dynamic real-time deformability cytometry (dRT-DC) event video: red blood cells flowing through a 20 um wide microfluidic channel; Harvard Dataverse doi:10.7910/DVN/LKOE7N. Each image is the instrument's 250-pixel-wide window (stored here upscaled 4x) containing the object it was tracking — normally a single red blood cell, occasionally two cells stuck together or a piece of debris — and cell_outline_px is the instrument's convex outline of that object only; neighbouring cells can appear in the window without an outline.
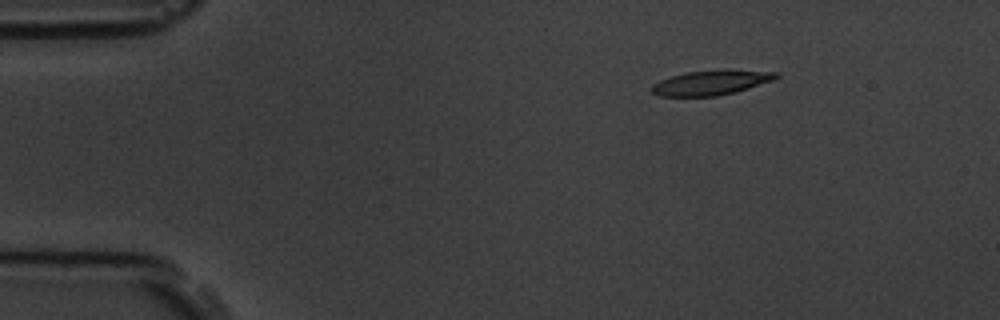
{"species": "common noctule bat (a hibernating species)", "species_latin": "Nyctalus noctula", "temperature_condition": "room temperature", "stored_images_in_passage": 4, "camera_frame_rate_fps": 3000, "um_per_image_px": 0.085, "animal": {"sex": "male", "body_mass_g": 19.5, "forearm_length_mm": 54.6}, "frame": {"image": 1, "passage_image": 1, "time_ms": 0.0, "image_size_px": [1000, 320], "cell_outline_px": [[780, 76], [776, 80], [736, 92], [716, 96], [660, 96], [652, 92], [652, 84], [660, 80], [672, 76], [688, 72], [724, 68], [728, 68], [780, 72]], "centroid_in_image_um": [60.56, 6.99], "position_along_channel_um": 24.4, "area_um2": 18.44}}
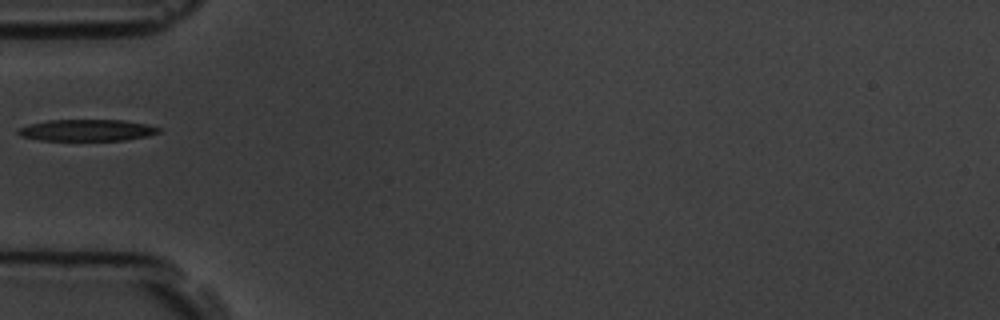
{"frame": {"image": 2, "passage_image": 4, "time_ms": 3.333, "image_size_px": [1000, 320], "cell_outline_px": [[160, 132], [148, 136], [124, 140], [40, 140], [20, 136], [16, 132], [16, 128], [28, 124], [48, 120], [124, 120], [148, 124], [160, 128]], "centroid_in_image_um": [7.36, 11.06], "position_along_channel_um": 77.6, "area_um2": 17.8}}